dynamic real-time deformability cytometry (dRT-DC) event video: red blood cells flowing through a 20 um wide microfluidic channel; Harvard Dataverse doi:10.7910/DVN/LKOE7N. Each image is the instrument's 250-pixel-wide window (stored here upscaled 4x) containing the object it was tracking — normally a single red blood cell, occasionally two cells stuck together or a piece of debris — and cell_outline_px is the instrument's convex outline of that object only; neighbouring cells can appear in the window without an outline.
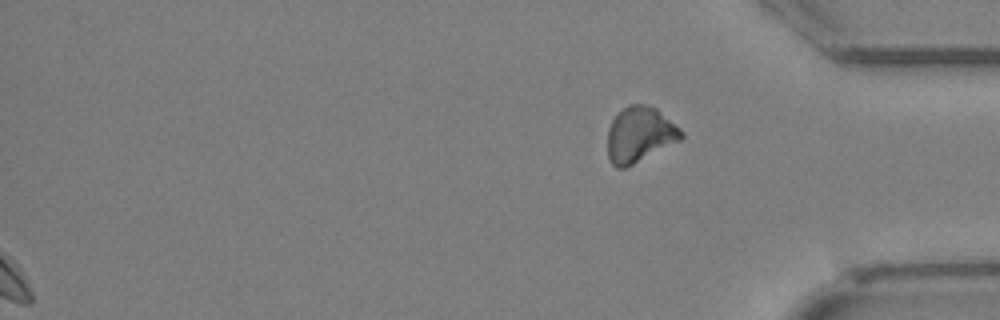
{"species": "Egyptian fruit bat (a non-hibernating species)", "species_latin": "Rousettus aegyptiacus", "temperature_condition": "cold", "stored_images_in_passage": 29, "segment_of_instrument_passage": [2, 2], "camera_frame_rate_fps": 3000, "um_per_image_px": 0.085, "animal": {"sex": "female"}, "frame": {"image": 1, "passage_image": 29, "time_ms": 9.333, "image_size_px": [1000, 320], "cell_outline_px": [[684, 136], [680, 140], [628, 168], [616, 168], [612, 164], [608, 156], [608, 128], [612, 120], [628, 104], [648, 104], [656, 108], [680, 128], [684, 132]], "centroid_in_image_um": [54.38, 11.46], "position_along_channel_um": 380.8, "area_um2": 23.93}}